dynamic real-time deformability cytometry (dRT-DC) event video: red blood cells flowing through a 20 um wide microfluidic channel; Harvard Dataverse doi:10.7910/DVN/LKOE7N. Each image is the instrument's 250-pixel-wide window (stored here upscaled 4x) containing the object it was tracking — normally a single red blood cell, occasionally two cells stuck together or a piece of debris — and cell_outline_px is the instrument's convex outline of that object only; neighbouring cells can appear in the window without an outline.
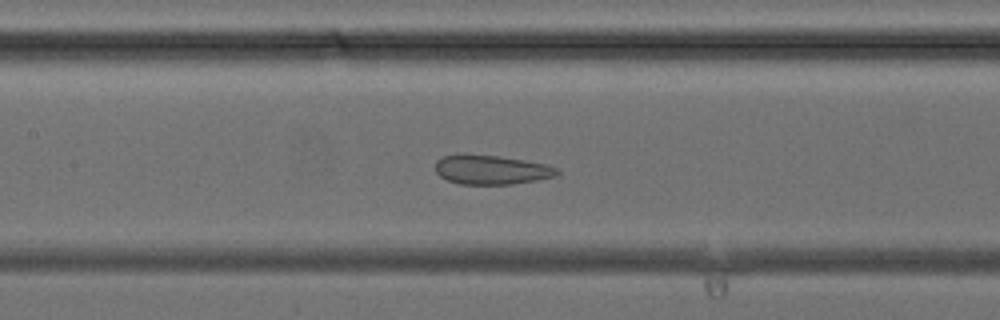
{"species": "common noctule bat (a hibernating species)", "species_latin": "Nyctalus noctula", "temperature_condition": "cold", "stored_images_in_passage": 35, "camera_frame_rate_fps": 3000, "um_per_image_px": 0.085, "animal": {"sex": "female", "body_mass_g": 24.6, "forearm_length_mm": 56.2}, "frame": {"image": 1, "passage_image": 13, "time_ms": 4.0, "image_size_px": [1000, 320], "cell_outline_px": [[560, 172], [556, 176], [536, 180], [512, 184], [460, 184], [448, 180], [440, 176], [436, 172], [436, 160], [444, 156], [500, 156], [524, 160], [544, 164], [556, 168]], "centroid_in_image_um": [41.79, 14.45], "position_along_channel_um": 165.6, "area_um2": 20.17}}
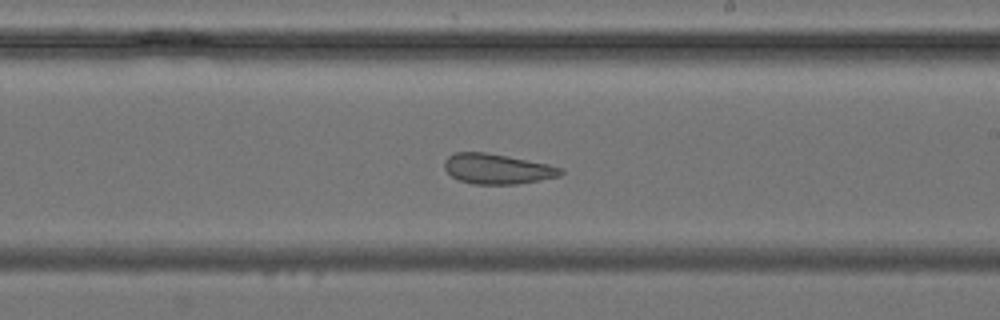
{"frame": {"image": 2, "passage_image": 18, "time_ms": 5.667, "image_size_px": [1000, 320], "cell_outline_px": [[564, 172], [560, 176], [540, 180], [516, 184], [472, 184], [460, 180], [452, 176], [444, 168], [444, 160], [448, 156], [456, 152], [484, 152], [508, 156], [548, 164], [564, 168]], "centroid_in_image_um": [42.28, 14.35], "position_along_channel_um": 246.7, "area_um2": 20.46}}
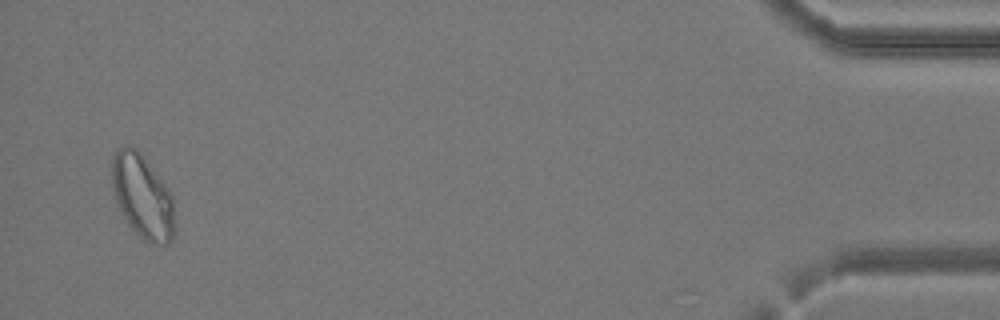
{"frame": {"image": 3, "passage_image": 34, "time_ms": 11.0, "image_size_px": [1000, 320], "cell_outline_px": [[176, 232], [172, 240], [168, 244], [148, 244], [124, 220], [116, 204], [112, 188], [112, 156], [120, 148], [136, 148], [144, 156], [172, 196], [176, 228]], "centroid_in_image_um": [12.12, 16.77], "position_along_channel_um": 423.1, "area_um2": 30.81}}